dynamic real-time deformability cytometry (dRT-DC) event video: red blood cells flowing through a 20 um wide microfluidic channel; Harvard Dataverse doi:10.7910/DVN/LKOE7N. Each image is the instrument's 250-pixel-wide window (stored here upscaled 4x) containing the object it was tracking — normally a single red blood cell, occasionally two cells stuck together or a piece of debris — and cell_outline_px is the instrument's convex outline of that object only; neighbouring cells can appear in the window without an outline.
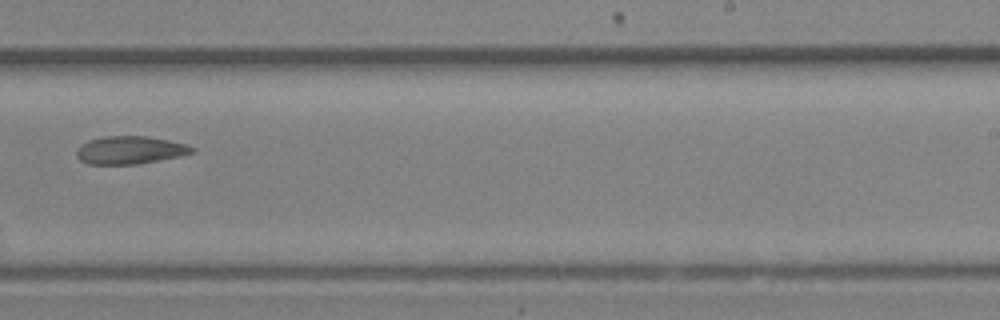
{"species": "Egyptian fruit bat (a non-hibernating species)", "species_latin": "Rousettus aegyptiacus", "temperature_condition": "room temperature", "stored_images_in_passage": 14, "camera_frame_rate_fps": 3000, "um_per_image_px": 0.085, "animal": {"sex": "female"}, "frame": {"image": 1, "passage_image": 8, "time_ms": 2.333, "image_size_px": [1000, 320], "cell_outline_px": [[196, 152], [184, 156], [136, 164], [88, 164], [80, 160], [76, 156], [76, 152], [88, 140], [104, 136], [144, 136], [168, 140], [188, 144], [196, 148]], "centroid_in_image_um": [11.13, 12.76], "position_along_channel_um": 277.9, "area_um2": 18.84}}